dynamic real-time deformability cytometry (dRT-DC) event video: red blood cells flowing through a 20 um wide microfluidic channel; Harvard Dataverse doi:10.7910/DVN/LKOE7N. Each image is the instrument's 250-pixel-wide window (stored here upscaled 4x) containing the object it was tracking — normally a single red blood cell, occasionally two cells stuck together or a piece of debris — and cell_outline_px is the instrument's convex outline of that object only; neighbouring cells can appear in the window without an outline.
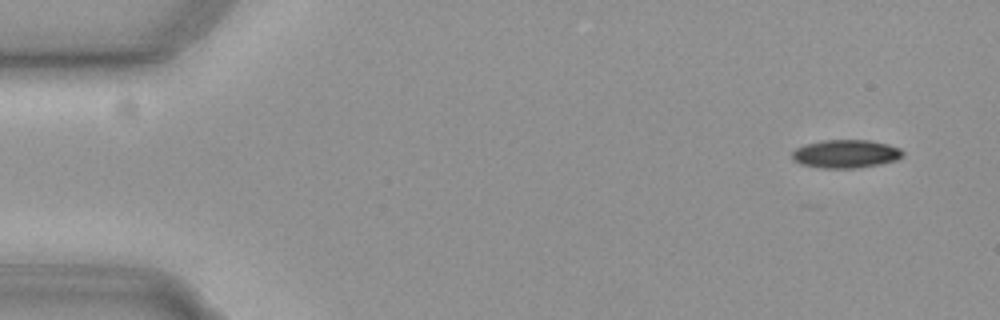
{"species": "common noctule bat (a hibernating species)", "species_latin": "Nyctalus noctula", "temperature_condition": "cold", "stored_images_in_passage": 53, "camera_frame_rate_fps": 3000, "um_per_image_px": 0.085, "animal": {"sex": "female", "body_mass_g": 19.3, "forearm_length_mm": 54.1}, "frame": {"image": 1, "passage_image": 2, "time_ms": 0.333, "image_size_px": [1000, 320], "cell_outline_px": [[904, 156], [900, 160], [880, 164], [856, 168], [820, 168], [800, 164], [792, 160], [792, 152], [796, 148], [808, 144], [824, 140], [868, 140], [888, 144], [900, 148], [904, 152]], "centroid_in_image_um": [71.93, 13.09], "position_along_channel_um": 13.1, "area_um2": 18.38}}
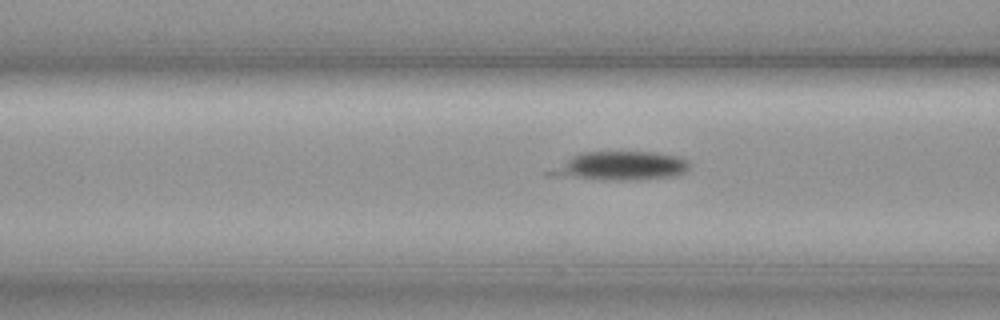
{"frame": {"image": 2, "passage_image": 20, "time_ms": 6.333, "image_size_px": [1000, 320], "cell_outline_px": [[692, 164], [684, 172], [676, 176], [640, 180], [604, 180], [552, 176], [544, 172], [572, 156], [580, 152], [656, 152], [680, 156], [688, 160]], "centroid_in_image_um": [52.75, 14.11], "position_along_channel_um": 113.8, "area_um2": 23.76}}
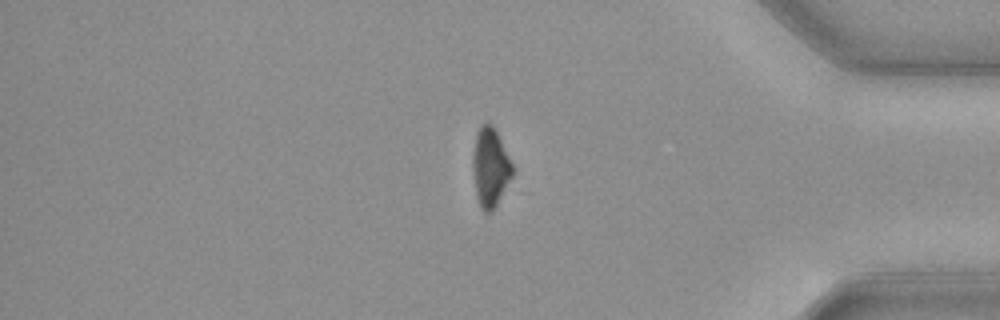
{"frame": {"image": 3, "passage_image": 45, "time_ms": 14.667, "image_size_px": [1000, 320], "cell_outline_px": [[516, 168], [512, 176], [492, 212], [484, 212], [480, 208], [476, 196], [472, 164], [472, 156], [476, 136], [480, 124], [492, 124]], "centroid_in_image_um": [41.68, 14.23], "position_along_channel_um": 393.5, "area_um2": 18.32}, "authors_computed_cell_mechanics": {"area_um2": 20.0566, "velocity_mm_per_s": 3.7096, "shape_relaxation_time_tau1_ms": 2.4674, "shape_relaxation_time_tau2_ms": null, "deformation_change_tau1": 0.1692, "deformation_change_tau2": null}}